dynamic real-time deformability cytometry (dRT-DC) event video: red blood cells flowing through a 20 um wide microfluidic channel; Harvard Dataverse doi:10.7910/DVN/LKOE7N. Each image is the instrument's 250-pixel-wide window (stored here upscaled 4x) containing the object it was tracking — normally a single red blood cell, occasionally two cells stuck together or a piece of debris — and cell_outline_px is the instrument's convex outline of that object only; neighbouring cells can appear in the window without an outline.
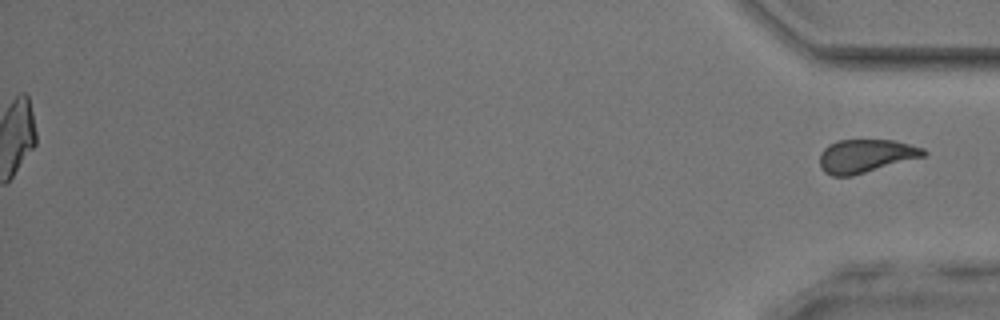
{"species": "common noctule bat (a hibernating species)", "species_latin": "Nyctalus noctula", "temperature_condition": "room temperature", "stored_images_in_passage": 43, "segment_of_instrument_passage": [2, 2], "camera_frame_rate_fps": 3000, "um_per_image_px": 0.085, "animal": {"sex": "male", "body_mass_g": 17.9, "forearm_length_mm": 54.2}, "frame": {"image": 1, "passage_image": 43, "time_ms": 14.0, "image_size_px": [1000, 320], "cell_outline_px": [[928, 152], [924, 156], [852, 176], [832, 176], [824, 172], [820, 168], [820, 152], [828, 144], [836, 140], [896, 140], [924, 148]], "centroid_in_image_um": [73.56, 13.25], "position_along_channel_um": 361.6, "area_um2": 20.29}}